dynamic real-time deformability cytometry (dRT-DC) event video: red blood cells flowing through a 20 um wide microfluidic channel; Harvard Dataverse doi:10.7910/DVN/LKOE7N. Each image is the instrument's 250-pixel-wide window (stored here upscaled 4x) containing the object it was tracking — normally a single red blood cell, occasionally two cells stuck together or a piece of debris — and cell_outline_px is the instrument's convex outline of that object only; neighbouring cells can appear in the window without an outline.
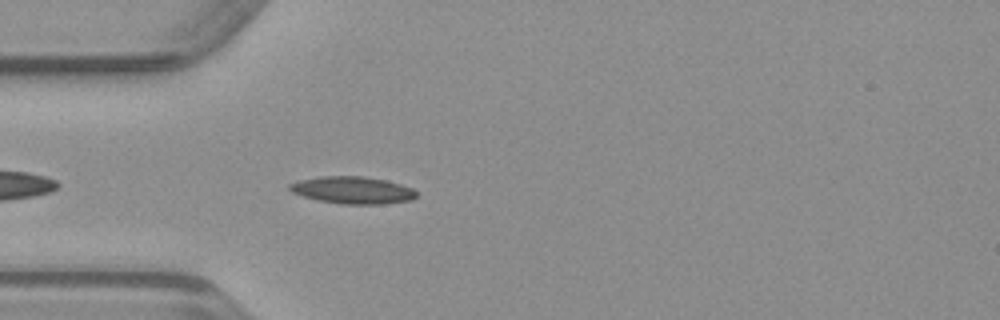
{"species": "common noctule bat (a hibernating species)", "species_latin": "Nyctalus noctula", "temperature_condition": "warm", "stored_images_in_passage": 33, "camera_frame_rate_fps": 3000, "um_per_image_px": 0.085, "animal": {"sex": "male", "body_mass_g": 23.1, "forearm_length_mm": 52.7}, "frame": {"image": 1, "passage_image": 3, "time_ms": 0.667, "image_size_px": [1000, 320], "cell_outline_px": [[416, 196], [412, 200], [384, 204], [344, 204], [316, 200], [292, 192], [288, 188], [288, 184], [300, 180], [320, 176], [364, 176], [384, 180], [400, 184], [412, 188], [416, 192]], "centroid_in_image_um": [29.96, 16.16], "position_along_channel_um": 55.0, "area_um2": 20.06}}
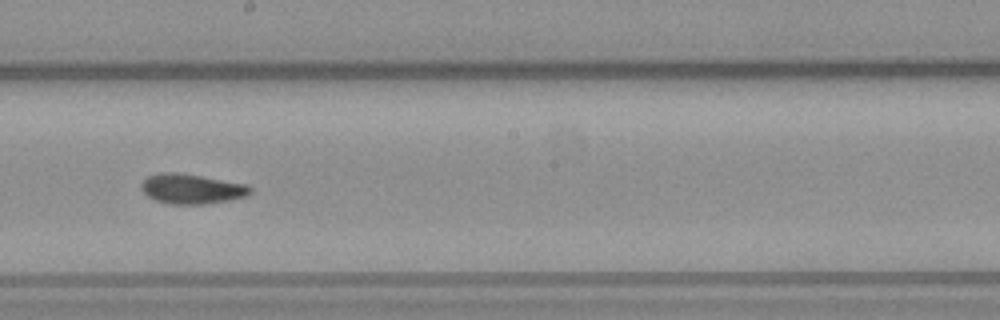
{"frame": {"image": 2, "passage_image": 16, "time_ms": 5.0, "image_size_px": [1000, 320], "cell_outline_px": [[252, 192], [248, 196], [228, 200], [204, 204], [172, 204], [156, 200], [148, 196], [140, 188], [140, 184], [148, 176], [160, 172], [176, 172], [248, 184], [252, 188]], "centroid_in_image_um": [16.31, 16.05], "position_along_channel_um": 231.9, "area_um2": 18.96}}
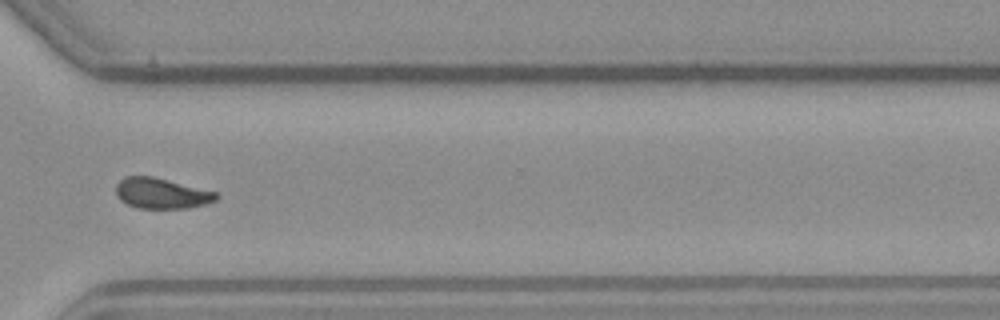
{"frame": {"image": 3, "passage_image": 25, "time_ms": 8.0, "image_size_px": [1000, 320], "cell_outline_px": [[220, 196], [216, 200], [208, 204], [188, 208], [136, 208], [120, 200], [116, 192], [116, 184], [124, 176], [152, 176], [216, 192]], "centroid_in_image_um": [13.73, 16.44], "position_along_channel_um": 356.9, "area_um2": 17.86}}